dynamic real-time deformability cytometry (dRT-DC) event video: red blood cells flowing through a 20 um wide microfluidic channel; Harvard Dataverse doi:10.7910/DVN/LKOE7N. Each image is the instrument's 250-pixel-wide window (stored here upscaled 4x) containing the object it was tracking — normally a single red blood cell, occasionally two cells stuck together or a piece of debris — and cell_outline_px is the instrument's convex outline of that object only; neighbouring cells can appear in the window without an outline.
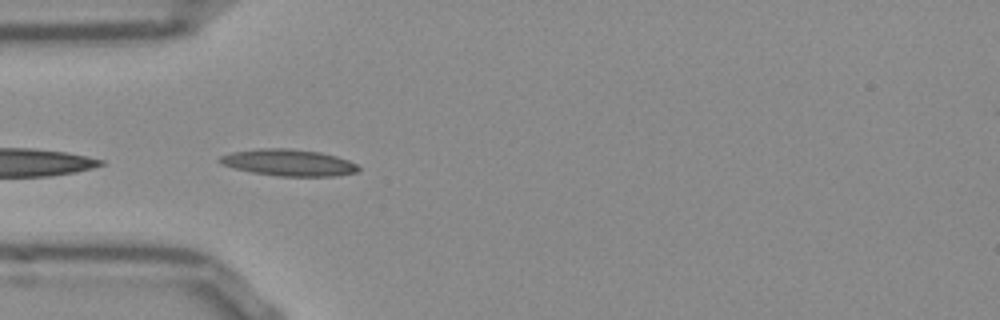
{"species": "Egyptian fruit bat (a non-hibernating species)", "species_latin": "Rousettus aegyptiacus", "temperature_condition": "room temperature", "stored_images_in_passage": 13, "camera_frame_rate_fps": 3000, "um_per_image_px": 0.085, "frame": {"image": 1, "passage_image": 1, "time_ms": 0.0, "image_size_px": [1000, 320], "cell_outline_px": [[360, 168], [356, 172], [336, 176], [276, 176], [252, 172], [232, 168], [220, 164], [216, 160], [220, 156], [232, 152], [260, 148], [292, 148], [320, 152], [336, 156], [348, 160], [356, 164]], "centroid_in_image_um": [24.49, 13.82], "position_along_channel_um": 60.5, "area_um2": 21.68}}
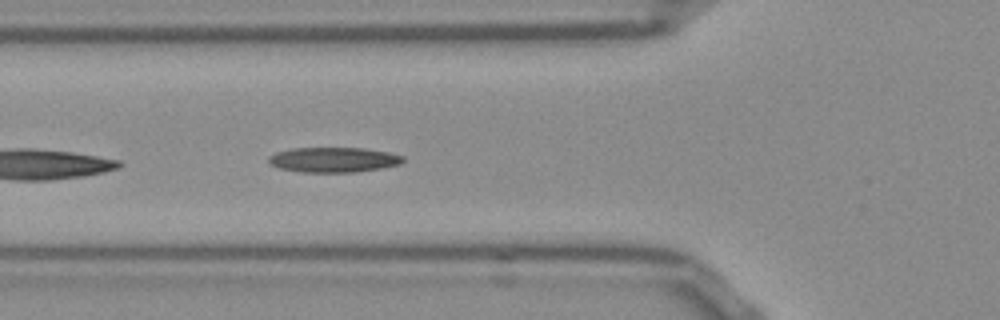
{"frame": {"image": 2, "passage_image": 4, "time_ms": 1.0, "image_size_px": [1000, 320], "cell_outline_px": [[404, 160], [400, 164], [380, 168], [356, 172], [300, 172], [280, 168], [272, 164], [268, 160], [268, 156], [276, 152], [292, 148], [364, 148], [388, 152], [404, 156]], "centroid_in_image_um": [28.35, 13.57], "position_along_channel_um": 97.4, "area_um2": 19.54}}
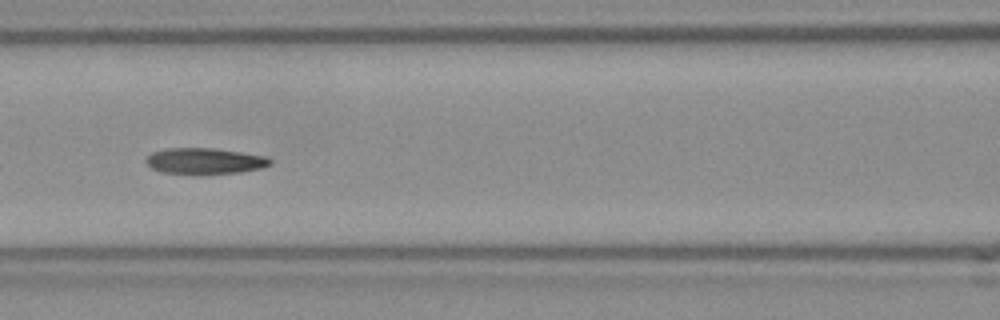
{"frame": {"image": 3, "passage_image": 8, "time_ms": 2.333, "image_size_px": [1000, 320], "cell_outline_px": [[272, 164], [264, 168], [240, 172], [200, 176], [164, 172], [152, 168], [148, 164], [148, 156], [152, 152], [168, 148], [212, 148], [240, 152], [264, 156], [272, 160]], "centroid_in_image_um": [17.45, 13.72], "position_along_channel_um": 149.2, "area_um2": 19.13}}